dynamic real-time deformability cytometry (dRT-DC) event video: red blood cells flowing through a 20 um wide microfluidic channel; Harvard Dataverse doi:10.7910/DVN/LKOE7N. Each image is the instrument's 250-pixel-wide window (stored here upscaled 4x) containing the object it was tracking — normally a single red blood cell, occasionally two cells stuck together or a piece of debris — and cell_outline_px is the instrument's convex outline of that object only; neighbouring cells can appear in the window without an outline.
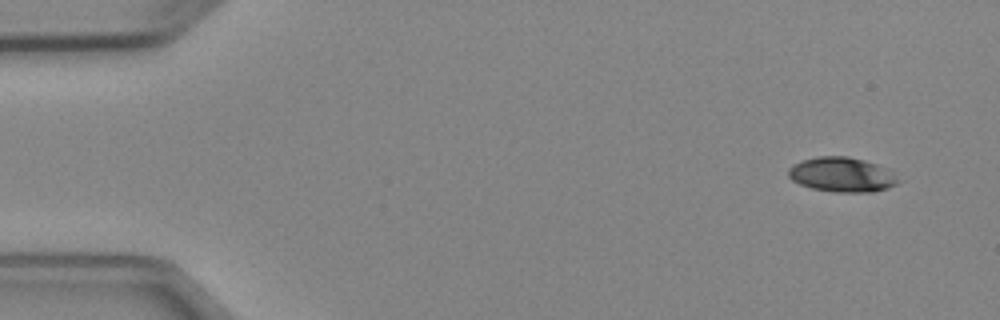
{"species": "Egyptian fruit bat (a non-hibernating species)", "species_latin": "Rousettus aegyptiacus", "temperature_condition": "cold", "stored_images_in_passage": 5, "camera_frame_rate_fps": 3000, "um_per_image_px": 0.085, "animal": {"sex": "female"}, "frame": {"image": 1, "passage_image": 1, "time_ms": 0.0, "image_size_px": [1000, 320], "cell_outline_px": [[904, 180], [888, 188], [872, 192], [832, 192], [812, 188], [800, 184], [792, 180], [788, 176], [788, 168], [792, 164], [816, 156], [848, 156], [864, 160], [888, 168]], "centroid_in_image_um": [71.61, 14.84], "position_along_channel_um": 13.4, "area_um2": 22.54}}